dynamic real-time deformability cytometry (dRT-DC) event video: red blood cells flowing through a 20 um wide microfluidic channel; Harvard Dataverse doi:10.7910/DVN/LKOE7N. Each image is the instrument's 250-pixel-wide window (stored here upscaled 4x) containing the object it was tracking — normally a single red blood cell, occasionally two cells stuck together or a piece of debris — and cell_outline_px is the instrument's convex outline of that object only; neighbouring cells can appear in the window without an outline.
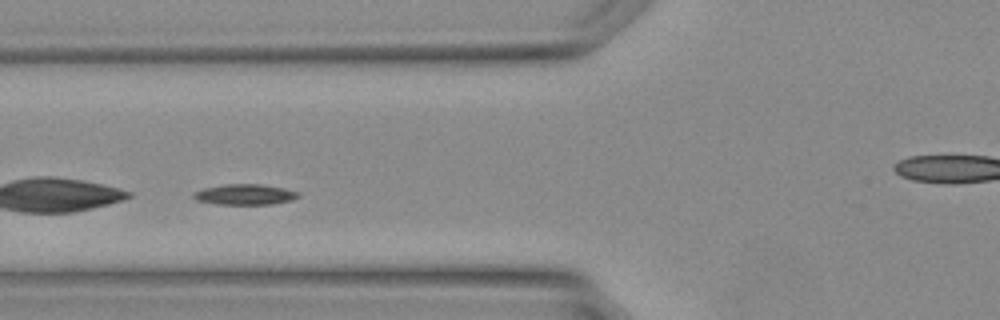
{"species": "Egyptian fruit bat (a non-hibernating species)", "species_latin": "Rousettus aegyptiacus", "temperature_condition": "warm", "stored_images_in_passage": 27, "camera_frame_rate_fps": 3000, "um_per_image_px": 0.085, "animal": {"sex": "female"}, "frame": {"image": 1, "passage_image": 5, "time_ms": 1.333, "image_size_px": [1000, 320], "cell_outline_px": [[300, 196], [292, 200], [272, 204], [216, 204], [196, 200], [192, 196], [196, 192], [204, 188], [224, 184], [260, 184], [284, 188], [300, 192]], "centroid_in_image_um": [20.85, 16.53], "position_along_channel_um": 104.9, "area_um2": 12.54}}